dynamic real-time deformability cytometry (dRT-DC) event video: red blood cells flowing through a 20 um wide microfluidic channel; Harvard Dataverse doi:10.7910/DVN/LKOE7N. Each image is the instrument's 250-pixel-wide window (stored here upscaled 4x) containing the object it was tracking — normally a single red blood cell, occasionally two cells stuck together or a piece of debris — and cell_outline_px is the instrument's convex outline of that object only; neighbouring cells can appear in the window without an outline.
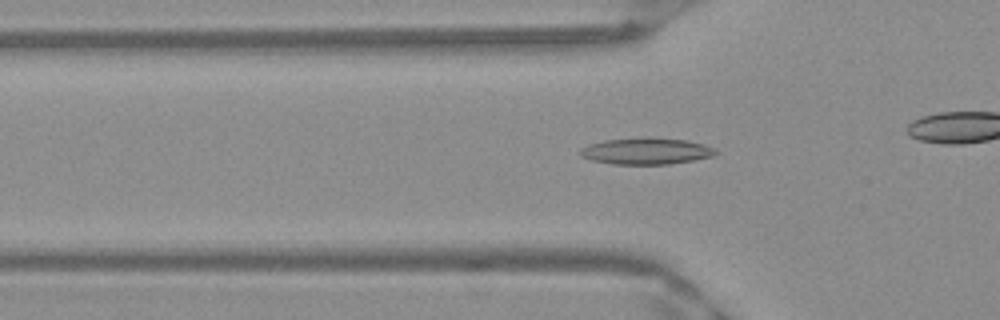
{"species": "Egyptian fruit bat (a non-hibernating species)", "species_latin": "Rousettus aegyptiacus", "temperature_condition": "warm", "stored_images_in_passage": 40, "camera_frame_rate_fps": 3000, "um_per_image_px": 0.085, "frame": {"image": 1, "passage_image": 16, "time_ms": 5.0, "image_size_px": [1000, 320], "cell_outline_px": [[720, 152], [712, 156], [692, 160], [668, 164], [612, 164], [592, 160], [580, 156], [580, 148], [588, 144], [604, 140], [648, 136], [688, 140], [704, 144], [716, 148]], "centroid_in_image_um": [54.94, 12.82], "position_along_channel_um": 70.9, "area_um2": 21.27}}
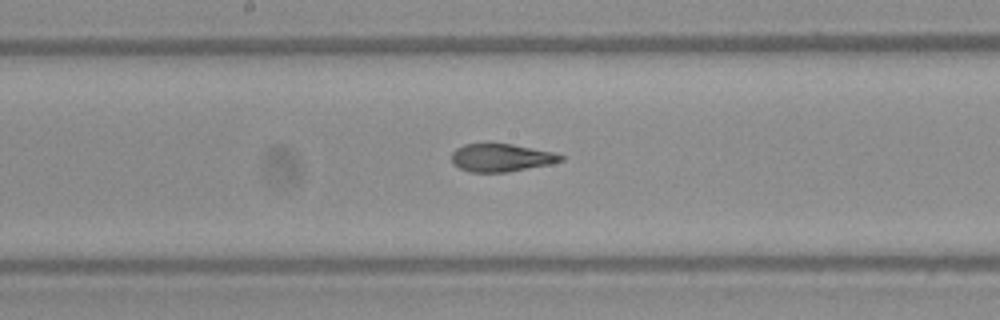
{"frame": {"image": 2, "passage_image": 26, "time_ms": 8.333, "image_size_px": [1000, 320], "cell_outline_px": [[564, 160], [552, 164], [508, 172], [472, 172], [460, 168], [452, 160], [452, 152], [456, 148], [464, 144], [488, 140], [512, 144], [552, 152], [564, 156]], "centroid_in_image_um": [42.59, 13.36], "position_along_channel_um": 205.6, "area_um2": 18.26}}
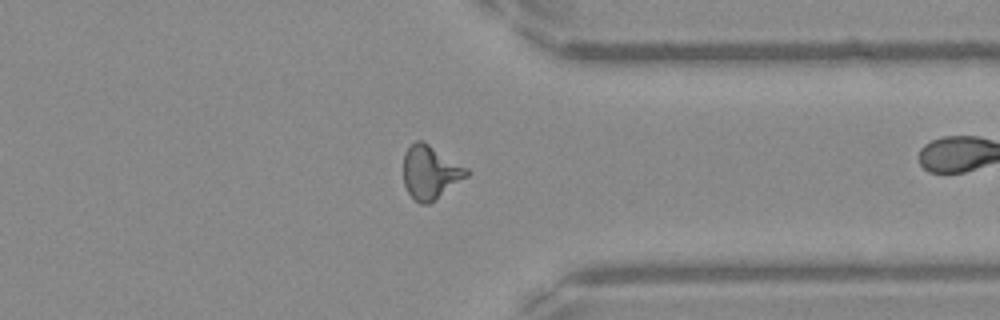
{"frame": {"image": 3, "passage_image": 39, "time_ms": 12.667, "image_size_px": [1000, 320], "cell_outline_px": [[472, 172], [468, 176], [428, 204], [420, 204], [408, 192], [404, 184], [404, 152], [416, 140], [424, 140], [468, 168]], "centroid_in_image_um": [36.6, 14.61], "position_along_channel_um": 374.8, "area_um2": 19.71}}